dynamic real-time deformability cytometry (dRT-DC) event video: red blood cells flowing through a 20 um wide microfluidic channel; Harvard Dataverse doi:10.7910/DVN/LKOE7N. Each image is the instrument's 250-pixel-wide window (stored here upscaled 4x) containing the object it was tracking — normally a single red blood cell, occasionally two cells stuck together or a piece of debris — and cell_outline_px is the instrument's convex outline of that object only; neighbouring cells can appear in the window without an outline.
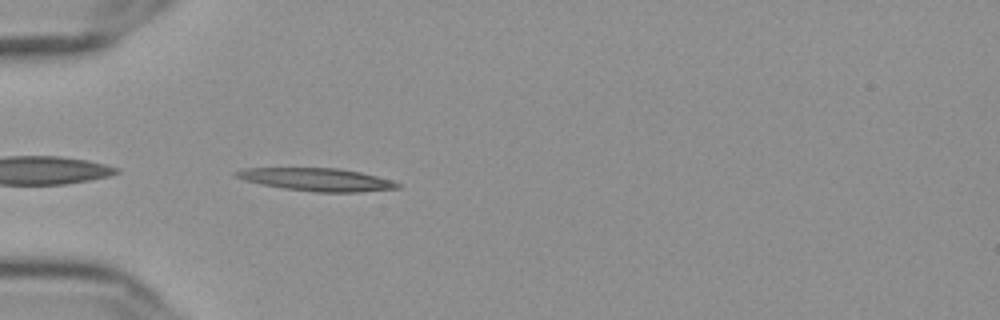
{"species": "Egyptian fruit bat (a non-hibernating species)", "species_latin": "Rousettus aegyptiacus", "temperature_condition": "cold", "stored_images_in_passage": 41, "camera_frame_rate_fps": 3000, "um_per_image_px": 0.085, "frame": {"image": 1, "passage_image": 2, "time_ms": 0.333, "image_size_px": [1000, 320], "cell_outline_px": [[400, 188], [356, 192], [316, 192], [284, 188], [260, 184], [244, 180], [236, 176], [232, 172], [244, 168], [336, 168], [360, 172], [392, 180], [400, 184]], "centroid_in_image_um": [26.91, 15.26], "position_along_channel_um": 58.1, "area_um2": 21.33}}
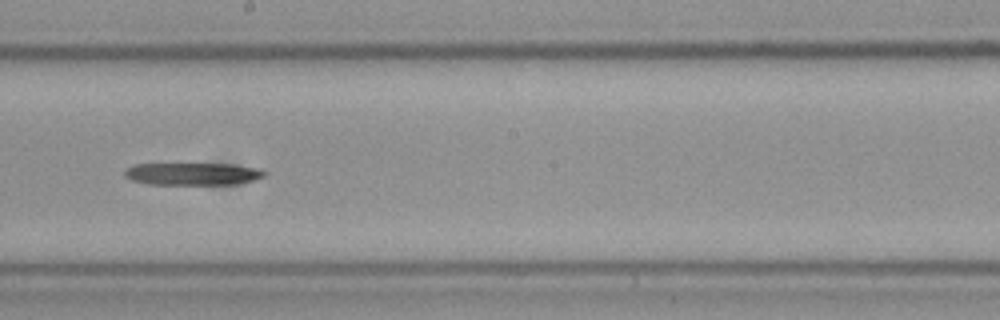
{"frame": {"image": 2, "passage_image": 17, "time_ms": 5.333, "image_size_px": [1000, 320], "cell_outline_px": [[264, 176], [256, 180], [236, 184], [148, 184], [132, 180], [124, 176], [124, 168], [136, 164], [232, 164], [256, 168], [264, 172]], "centroid_in_image_um": [16.33, 14.78], "position_along_channel_um": 231.9, "area_um2": 18.15}}
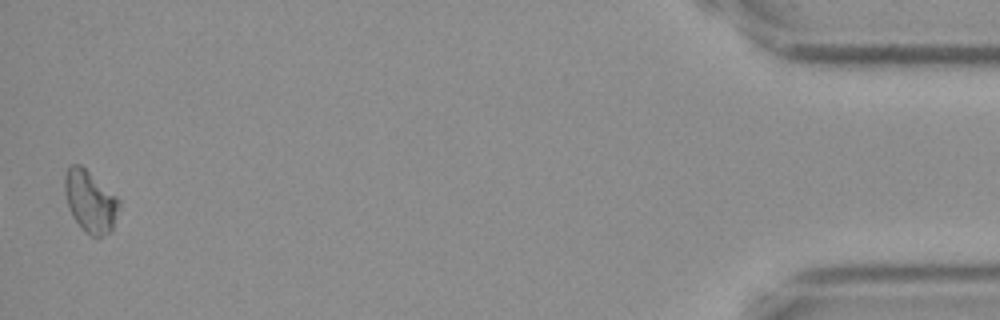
{"frame": {"image": 3, "passage_image": 40, "time_ms": 13.0, "image_size_px": [1000, 320], "cell_outline_px": [[120, 204], [112, 232], [100, 236], [92, 236], [84, 232], [72, 216], [68, 208], [64, 192], [64, 172], [72, 164], [80, 164], [116, 196], [120, 200]], "centroid_in_image_um": [7.65, 17.13], "position_along_channel_um": 427.6, "area_um2": 19.65}}